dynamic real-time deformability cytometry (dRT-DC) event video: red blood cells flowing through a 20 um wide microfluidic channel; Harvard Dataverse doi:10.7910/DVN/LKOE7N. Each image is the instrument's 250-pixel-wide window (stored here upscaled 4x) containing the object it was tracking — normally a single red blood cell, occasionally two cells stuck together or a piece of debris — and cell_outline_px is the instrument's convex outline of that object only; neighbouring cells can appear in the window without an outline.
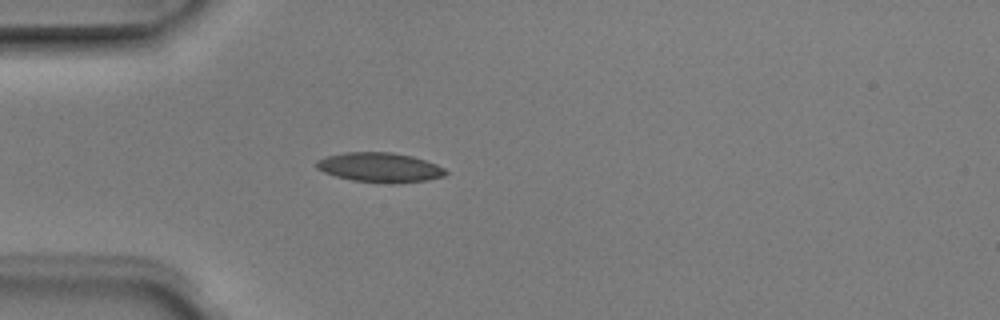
{"species": "Egyptian fruit bat (a non-hibernating species)", "species_latin": "Rousettus aegyptiacus", "temperature_condition": "room temperature", "stored_images_in_passage": 3, "camera_frame_rate_fps": 3000, "um_per_image_px": 0.085, "animal": {"sex": "male"}, "frame": {"image": 1, "passage_image": 3, "time_ms": 0.667, "image_size_px": [1000, 320], "cell_outline_px": [[448, 172], [444, 176], [428, 180], [392, 184], [352, 180], [336, 176], [324, 172], [316, 168], [316, 160], [328, 156], [344, 152], [392, 152], [412, 156], [436, 164], [444, 168]], "centroid_in_image_um": [32.29, 14.23], "position_along_channel_um": 52.7, "area_um2": 22.31}}